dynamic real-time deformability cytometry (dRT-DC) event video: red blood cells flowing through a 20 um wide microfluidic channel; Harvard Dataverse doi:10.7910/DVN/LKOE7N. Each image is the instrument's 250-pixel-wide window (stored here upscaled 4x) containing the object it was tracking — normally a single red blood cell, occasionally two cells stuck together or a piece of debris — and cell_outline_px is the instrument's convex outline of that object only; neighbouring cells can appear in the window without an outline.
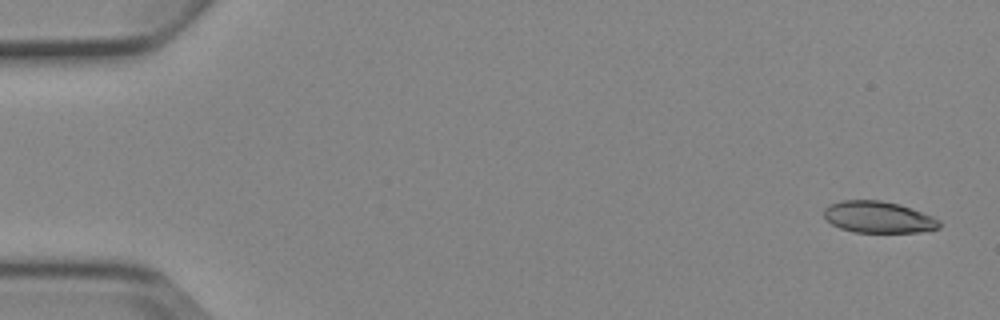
{"species": "Egyptian fruit bat (a non-hibernating species)", "species_latin": "Rousettus aegyptiacus", "temperature_condition": "cold", "stored_images_in_passage": 4, "camera_frame_rate_fps": 3000, "um_per_image_px": 0.085, "animal": {"sex": "female"}, "frame": {"image": 1, "passage_image": 1, "time_ms": 0.0, "image_size_px": [1000, 320], "cell_outline_px": [[940, 228], [920, 232], [856, 232], [840, 228], [832, 224], [824, 216], [824, 208], [832, 204], [844, 200], [880, 200], [900, 204], [932, 216], [940, 220]], "centroid_in_image_um": [74.68, 18.46], "position_along_channel_um": 10.3, "area_um2": 21.1}}
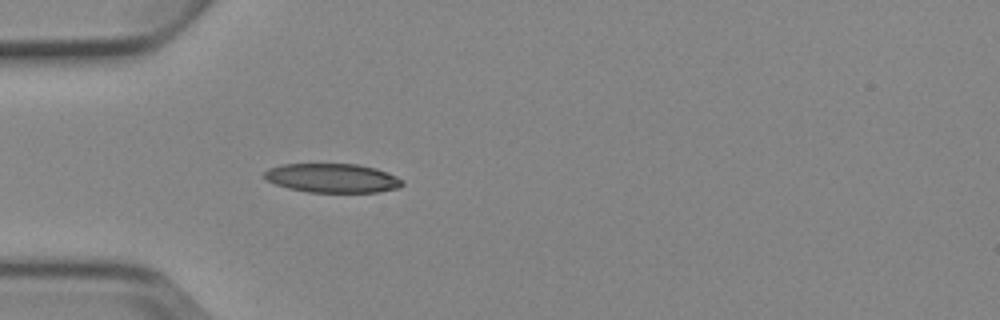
{"frame": {"image": 2, "passage_image": 4, "time_ms": 4.667, "image_size_px": [1000, 320], "cell_outline_px": [[404, 184], [400, 188], [376, 192], [308, 192], [288, 188], [276, 184], [268, 180], [264, 176], [264, 172], [268, 168], [284, 164], [356, 164], [376, 168], [388, 172], [404, 180]], "centroid_in_image_um": [28.29, 15.13], "position_along_channel_um": 56.7, "area_um2": 23.41}}